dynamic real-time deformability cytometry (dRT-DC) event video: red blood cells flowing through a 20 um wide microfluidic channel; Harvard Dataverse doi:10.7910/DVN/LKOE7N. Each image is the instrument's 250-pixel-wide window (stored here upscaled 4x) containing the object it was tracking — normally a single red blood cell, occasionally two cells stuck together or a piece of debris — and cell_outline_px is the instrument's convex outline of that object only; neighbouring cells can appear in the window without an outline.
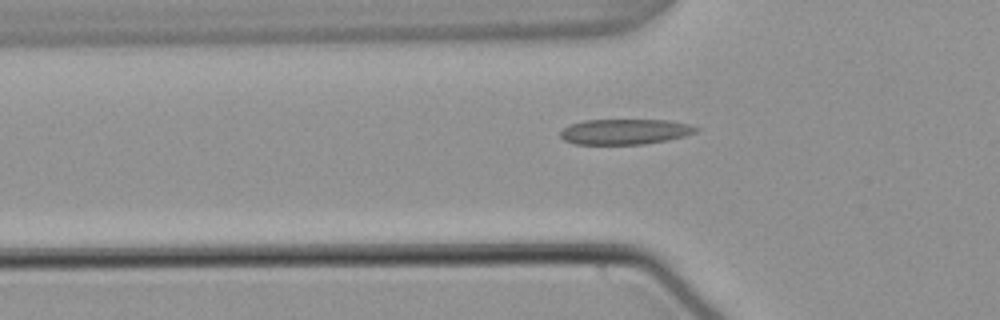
{"species": "common noctule bat (a hibernating species)", "species_latin": "Nyctalus noctula", "temperature_condition": "warm", "stored_images_in_passage": 40, "camera_frame_rate_fps": 3000, "um_per_image_px": 0.085, "animal": {"sex": "male", "body_mass_g": 21.5, "forearm_length_mm": 52.0}, "frame": {"image": 1, "passage_image": 11, "time_ms": 3.333, "image_size_px": [1000, 320], "cell_outline_px": [[700, 128], [696, 132], [684, 136], [668, 140], [644, 144], [576, 144], [564, 140], [560, 136], [560, 132], [568, 124], [584, 120], [668, 120], [688, 124]], "centroid_in_image_um": [53.11, 11.19], "position_along_channel_um": 72.7, "area_um2": 20.11}}
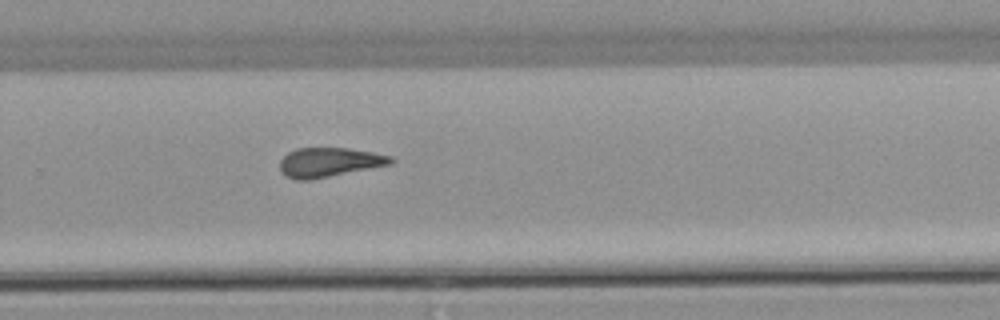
{"frame": {"image": 2, "passage_image": 29, "time_ms": 9.333, "image_size_px": [1000, 320], "cell_outline_px": [[396, 160], [392, 164], [308, 180], [296, 180], [280, 172], [280, 160], [288, 152], [296, 148], [348, 148], [372, 152], [392, 156]], "centroid_in_image_um": [27.99, 13.78], "position_along_channel_um": 301.8, "area_um2": 18.9}}
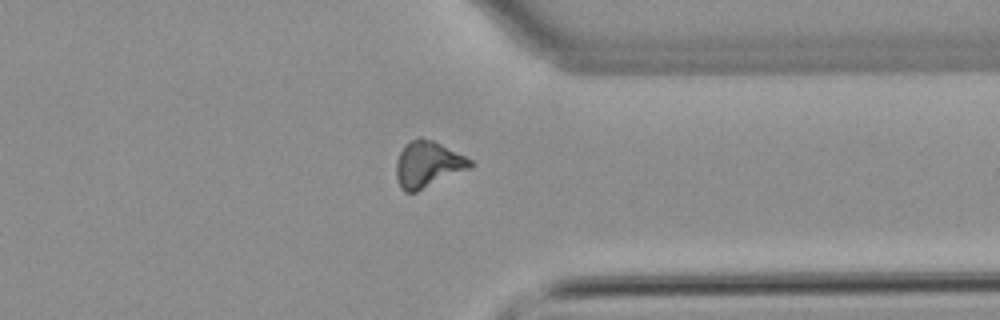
{"frame": {"image": 3, "passage_image": 35, "time_ms": 11.333, "image_size_px": [1000, 320], "cell_outline_px": [[476, 164], [472, 168], [416, 192], [404, 192], [400, 188], [396, 176], [396, 160], [404, 144], [420, 136], [432, 140], [472, 160]], "centroid_in_image_um": [36.36, 13.98], "position_along_channel_um": 375.0, "area_um2": 20.06}, "authors_computed_cell_mechanics": {"area_um2": 19.1318, "velocity_mm_per_s": 3.8193, "shape_relaxation_time_tau1_ms": 11.1497, "shape_relaxation_time_tau2_ms": 3.6409, "deformation_change_tau1": 0.2438, "deformation_change_tau2": 0.1264}}